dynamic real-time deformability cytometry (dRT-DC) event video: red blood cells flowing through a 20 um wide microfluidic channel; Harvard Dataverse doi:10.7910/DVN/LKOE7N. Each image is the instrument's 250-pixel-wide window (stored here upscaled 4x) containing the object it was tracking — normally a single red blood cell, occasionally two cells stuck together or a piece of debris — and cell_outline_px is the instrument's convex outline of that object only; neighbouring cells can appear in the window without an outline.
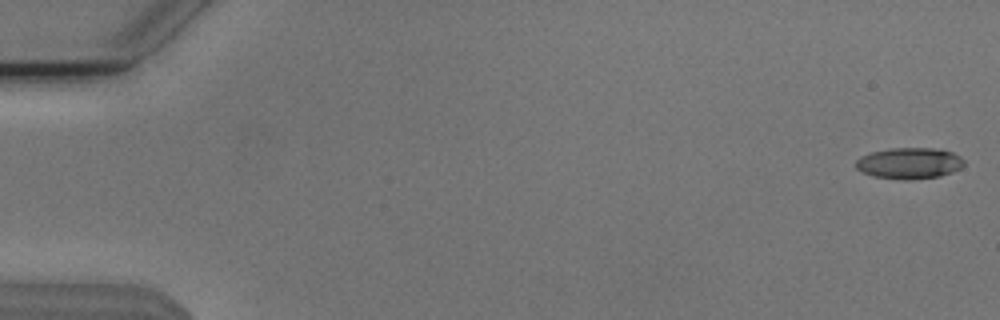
{"species": "Egyptian fruit bat (a non-hibernating species)", "species_latin": "Rousettus aegyptiacus", "temperature_condition": "cold", "stored_images_in_passage": 25, "camera_frame_rate_fps": 3000, "um_per_image_px": 0.085, "animal": {"sex": "male"}, "frame": {"image": 1, "passage_image": 1, "time_ms": 0.0, "image_size_px": [1000, 320], "cell_outline_px": [[964, 164], [960, 168], [952, 172], [940, 176], [908, 180], [872, 176], [856, 168], [856, 160], [860, 156], [872, 152], [892, 148], [932, 148], [952, 152], [960, 156], [964, 160]], "centroid_in_image_um": [77.3, 13.87], "position_along_channel_um": 7.7, "area_um2": 19.54}}
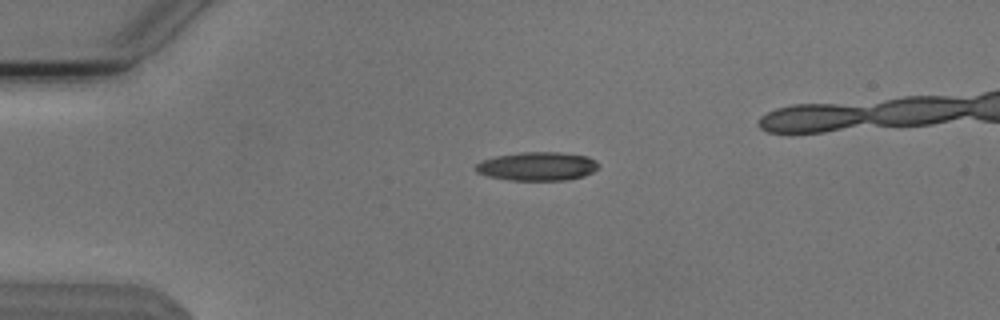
{"frame": {"image": 2, "passage_image": 13, "time_ms": 4.0, "image_size_px": [1000, 320], "cell_outline_px": [[600, 164], [592, 172], [584, 176], [568, 180], [512, 180], [488, 176], [476, 172], [476, 164], [484, 160], [496, 156], [520, 152], [560, 152], [588, 156], [596, 160]], "centroid_in_image_um": [45.71, 14.13], "position_along_channel_um": 39.3, "area_um2": 20.46}}
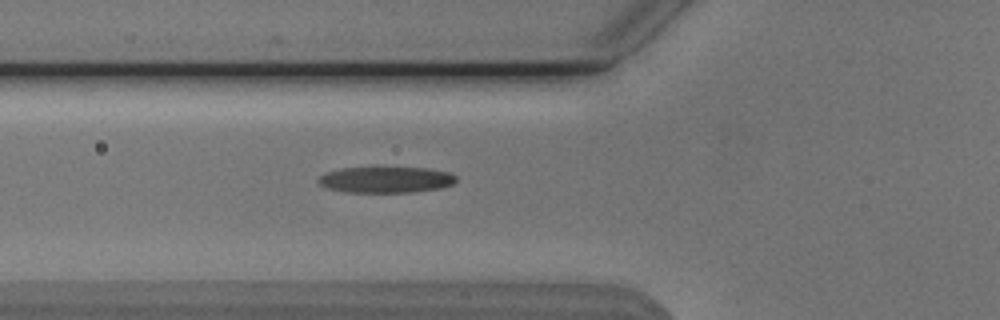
{"frame": {"image": 3, "passage_image": 20, "time_ms": 6.333, "image_size_px": [1000, 320], "cell_outline_px": [[456, 180], [452, 184], [440, 188], [412, 192], [348, 192], [328, 188], [320, 184], [316, 180], [324, 172], [340, 168], [380, 164], [428, 168], [448, 172], [456, 176]], "centroid_in_image_um": [32.76, 15.21], "position_along_channel_um": 93.0, "area_um2": 22.08}}